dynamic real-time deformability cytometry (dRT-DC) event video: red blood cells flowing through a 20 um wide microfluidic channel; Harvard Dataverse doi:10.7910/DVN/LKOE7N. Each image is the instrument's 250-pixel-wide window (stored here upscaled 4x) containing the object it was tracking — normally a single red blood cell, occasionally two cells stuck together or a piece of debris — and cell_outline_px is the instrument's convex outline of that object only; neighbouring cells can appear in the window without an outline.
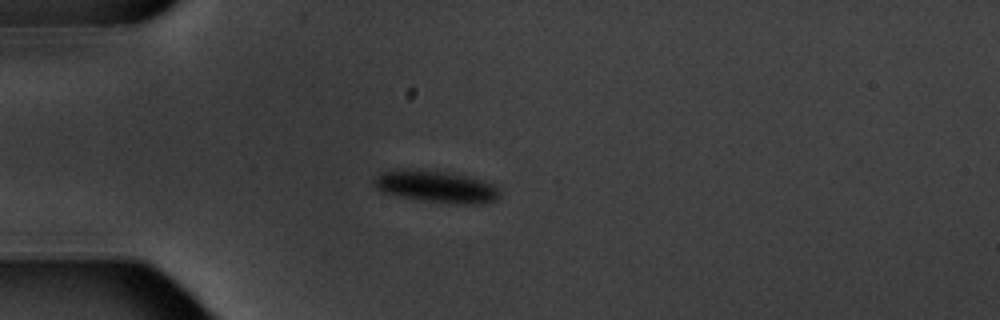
{"species": "common noctule bat (a hibernating species)", "species_latin": "Nyctalus noctula", "temperature_condition": "warm", "stored_images_in_passage": 8, "camera_frame_rate_fps": 3000, "um_per_image_px": 0.085, "animal": {"sex": "male", "body_mass_g": 20.1, "forearm_length_mm": 53.5}, "frame": {"image": 1, "passage_image": 1, "time_ms": 0.0, "image_size_px": [1000, 320], "cell_outline_px": [[500, 196], [496, 200], [488, 204], [452, 204], [416, 200], [380, 192], [372, 184], [372, 180], [380, 172], [400, 168], [440, 172], [464, 176], [484, 180], [492, 184], [500, 192]], "centroid_in_image_um": [37.02, 15.89], "position_along_channel_um": 48.0, "area_um2": 23.7}}
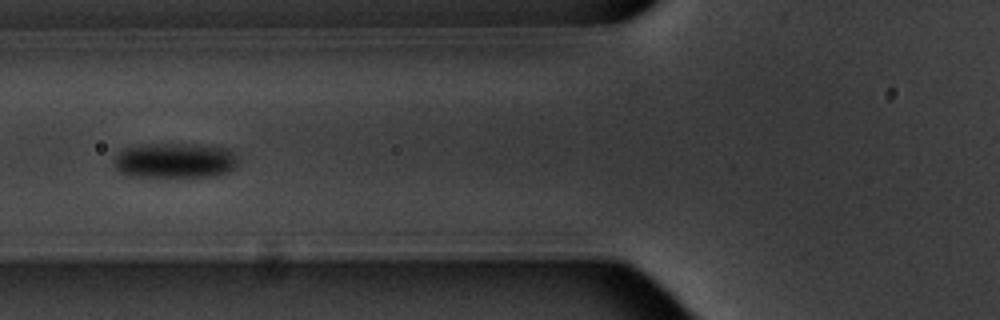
{"frame": {"image": 2, "passage_image": 3, "time_ms": 2.333, "image_size_px": [1000, 320], "cell_outline_px": [[240, 164], [228, 172], [216, 176], [128, 176], [120, 172], [116, 168], [112, 160], [124, 148], [148, 144], [196, 144], [232, 148], [236, 152]], "centroid_in_image_um": [14.95, 13.63], "position_along_channel_um": 110.8, "area_um2": 25.78}}
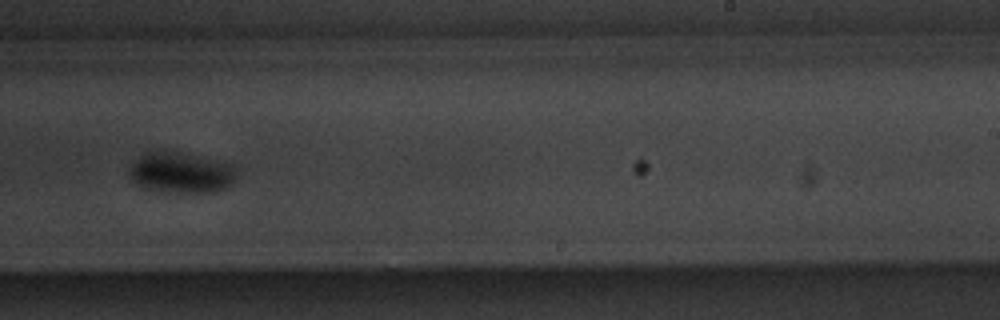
{"frame": {"image": 3, "passage_image": 7, "time_ms": 7.0, "image_size_px": [1000, 320], "cell_outline_px": [[236, 180], [228, 188], [216, 192], [160, 192], [136, 184], [132, 180], [132, 164], [144, 152], [164, 148], [168, 148], [228, 164], [236, 168]], "centroid_in_image_um": [15.41, 14.65], "position_along_channel_um": 273.6, "area_um2": 25.78}}